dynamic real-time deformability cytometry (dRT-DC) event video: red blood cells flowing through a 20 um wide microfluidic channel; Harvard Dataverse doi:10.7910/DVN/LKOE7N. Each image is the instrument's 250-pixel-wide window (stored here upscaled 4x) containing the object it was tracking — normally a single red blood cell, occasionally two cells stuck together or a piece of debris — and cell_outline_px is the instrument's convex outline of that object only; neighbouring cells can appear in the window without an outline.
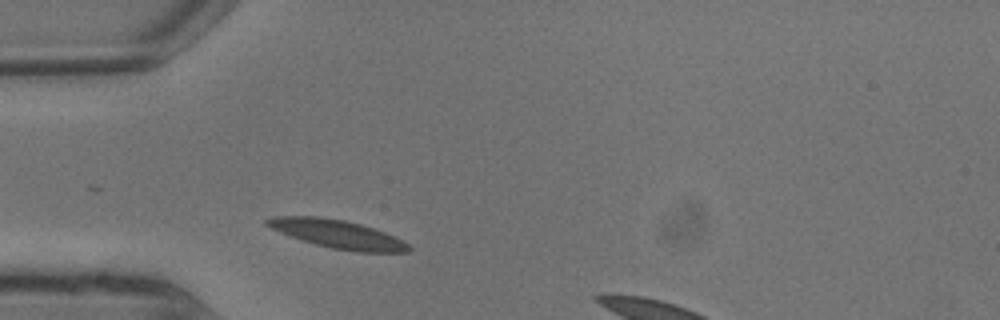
{"species": "common noctule bat (a hibernating species)", "species_latin": "Nyctalus noctula", "temperature_condition": "warm", "stored_images_in_passage": 2, "camera_frame_rate_fps": 3000, "um_per_image_px": 0.085, "animal": {"sex": "male", "body_mass_g": 13.3}, "frame": {"image": 1, "passage_image": 2, "time_ms": 0.333, "image_size_px": [1000, 320], "cell_outline_px": [[412, 248], [408, 252], [356, 252], [332, 248], [316, 244], [280, 232], [264, 224], [264, 220], [272, 216], [316, 216], [344, 220], [360, 224], [384, 232], [408, 244]], "centroid_in_image_um": [28.67, 19.89], "position_along_channel_um": 56.3, "area_um2": 23.0}}